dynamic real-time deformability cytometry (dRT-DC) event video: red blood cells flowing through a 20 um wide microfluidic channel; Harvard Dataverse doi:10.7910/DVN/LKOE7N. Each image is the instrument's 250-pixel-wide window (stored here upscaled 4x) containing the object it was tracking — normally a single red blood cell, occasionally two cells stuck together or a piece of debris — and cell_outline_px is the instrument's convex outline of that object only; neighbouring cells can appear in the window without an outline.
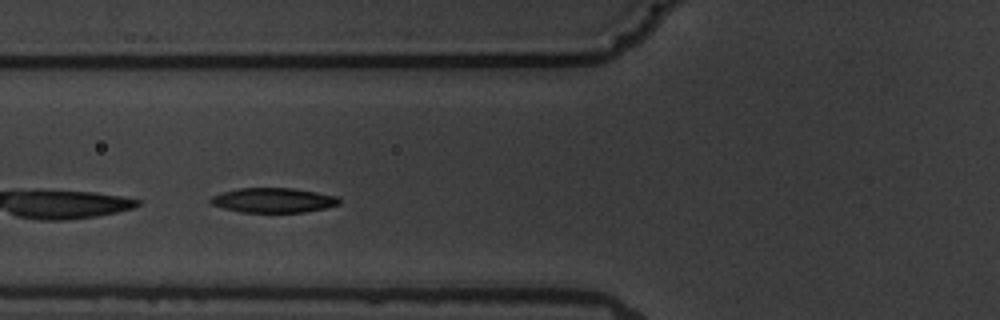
{"species": "common noctule bat (a hibernating species)", "species_latin": "Nyctalus noctula", "temperature_condition": "warm", "stored_images_in_passage": 8, "camera_frame_rate_fps": 3000, "um_per_image_px": 0.085, "animal": {"sex": "male", "body_mass_g": 19.5, "forearm_length_mm": 54.6}, "frame": {"image": 1, "passage_image": 3, "time_ms": 2.333, "image_size_px": [1000, 320], "cell_outline_px": [[340, 204], [324, 208], [304, 212], [240, 212], [224, 208], [212, 204], [208, 200], [212, 196], [224, 192], [240, 188], [292, 188], [340, 196]], "centroid_in_image_um": [23.26, 17.02], "position_along_channel_um": 102.5, "area_um2": 18.44}}
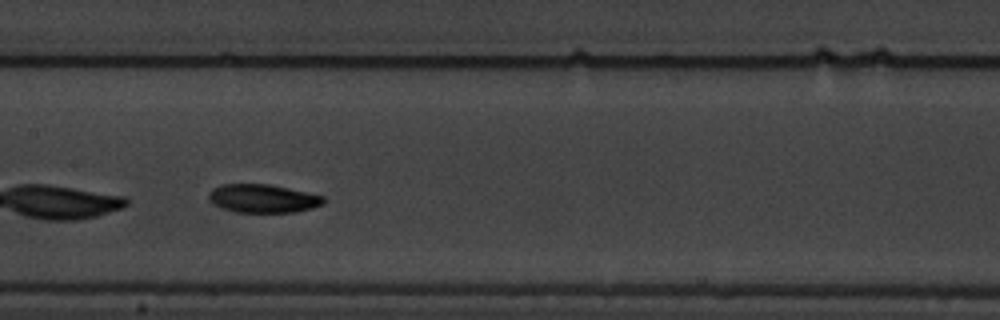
{"frame": {"image": 2, "passage_image": 5, "time_ms": 4.667, "image_size_px": [1000, 320], "cell_outline_px": [[324, 204], [312, 208], [296, 212], [236, 212], [220, 208], [212, 204], [208, 200], [208, 192], [212, 188], [220, 184], [268, 184], [288, 188], [324, 196]], "centroid_in_image_um": [22.29, 16.87], "position_along_channel_um": 185.1, "area_um2": 19.19}}
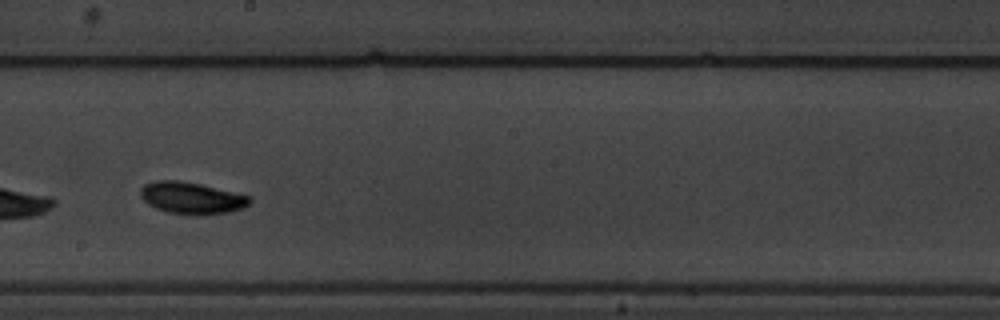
{"frame": {"image": 3, "passage_image": 6, "time_ms": 6.0, "image_size_px": [1000, 320], "cell_outline_px": [[252, 200], [244, 208], [228, 212], [200, 216], [192, 216], [168, 212], [156, 208], [148, 204], [140, 196], [140, 188], [144, 184], [156, 180], [180, 180], [200, 184], [252, 196]], "centroid_in_image_um": [16.29, 16.84], "position_along_channel_um": 231.9, "area_um2": 20.58}}